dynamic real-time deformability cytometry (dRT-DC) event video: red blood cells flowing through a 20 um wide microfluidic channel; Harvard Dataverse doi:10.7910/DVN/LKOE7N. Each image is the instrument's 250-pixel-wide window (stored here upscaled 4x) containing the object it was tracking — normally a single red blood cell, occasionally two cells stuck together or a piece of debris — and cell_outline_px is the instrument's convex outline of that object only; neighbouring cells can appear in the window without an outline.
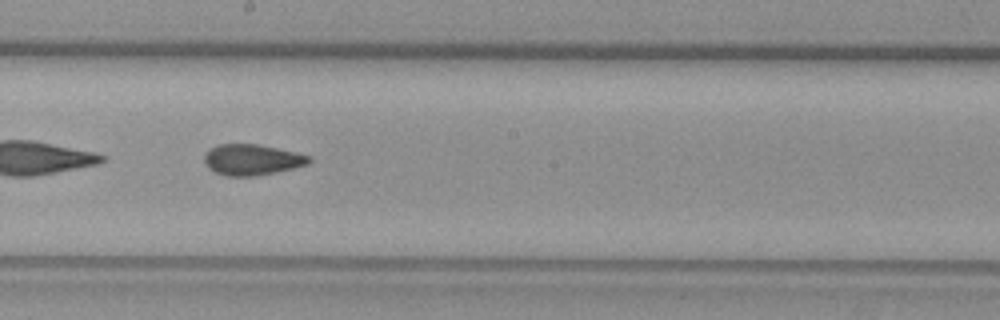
{"species": "common noctule bat (a hibernating species)", "species_latin": "Nyctalus noctula", "temperature_condition": "warm", "stored_images_in_passage": 50, "camera_frame_rate_fps": 3000, "um_per_image_px": 0.085, "animal": {"sex": "female", "body_mass_g": 29.2, "forearm_length_mm": 56.3}, "frame": {"image": 1, "passage_image": 29, "time_ms": 9.333, "image_size_px": [1000, 320], "cell_outline_px": [[312, 160], [308, 164], [276, 172], [256, 176], [228, 176], [216, 172], [208, 168], [204, 160], [204, 156], [212, 148], [220, 144], [256, 144], [296, 152], [312, 156]], "centroid_in_image_um": [21.45, 13.58], "position_along_channel_um": 226.7, "area_um2": 18.67}}
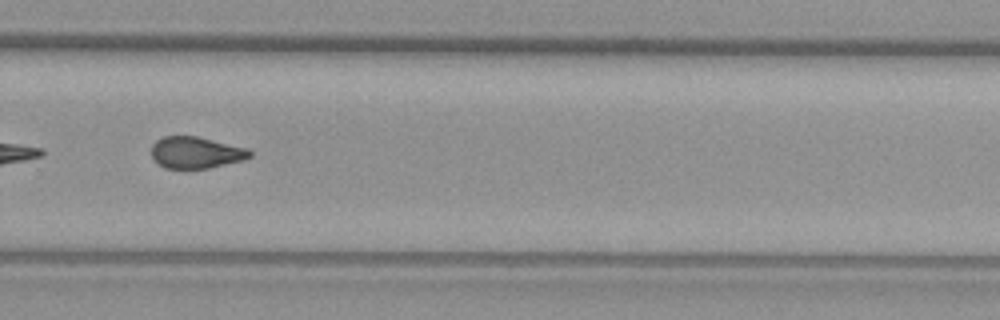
{"frame": {"image": 2, "passage_image": 36, "time_ms": 11.667, "image_size_px": [1000, 320], "cell_outline_px": [[252, 156], [244, 160], [208, 168], [164, 168], [152, 156], [152, 144], [156, 140], [164, 136], [196, 136], [248, 148], [252, 152]], "centroid_in_image_um": [16.68, 12.96], "position_along_channel_um": 313.1, "area_um2": 18.03}}